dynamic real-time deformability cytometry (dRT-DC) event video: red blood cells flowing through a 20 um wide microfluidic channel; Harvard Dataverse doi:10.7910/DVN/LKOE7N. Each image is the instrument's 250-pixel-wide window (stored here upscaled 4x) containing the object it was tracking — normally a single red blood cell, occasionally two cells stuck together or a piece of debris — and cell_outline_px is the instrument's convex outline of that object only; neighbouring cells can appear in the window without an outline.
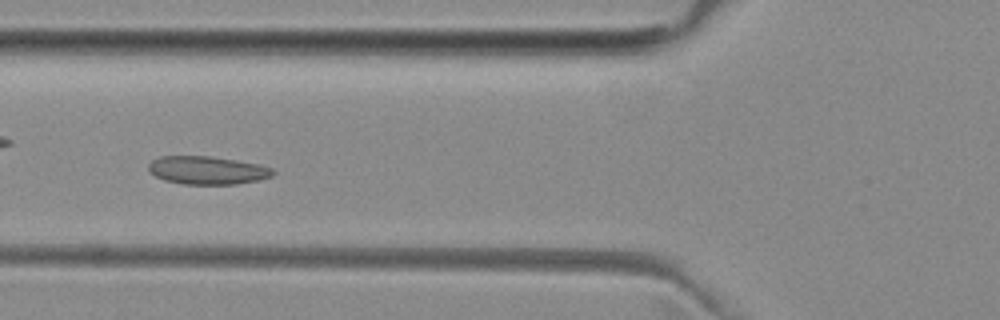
{"species": "common noctule bat (a hibernating species)", "species_latin": "Nyctalus noctula", "temperature_condition": "room temperature", "stored_images_in_passage": 50, "camera_frame_rate_fps": 3000, "um_per_image_px": 0.085, "animal": {"sex": "female", "body_mass_g": 29.2, "forearm_length_mm": 56.3}, "frame": {"image": 1, "passage_image": 18, "time_ms": 5.667, "image_size_px": [1000, 320], "cell_outline_px": [[276, 172], [272, 176], [260, 180], [236, 184], [184, 184], [164, 180], [148, 172], [148, 164], [152, 160], [160, 156], [212, 156], [260, 164], [272, 168]], "centroid_in_image_um": [17.63, 14.47], "position_along_channel_um": 108.2, "area_um2": 20.58}}
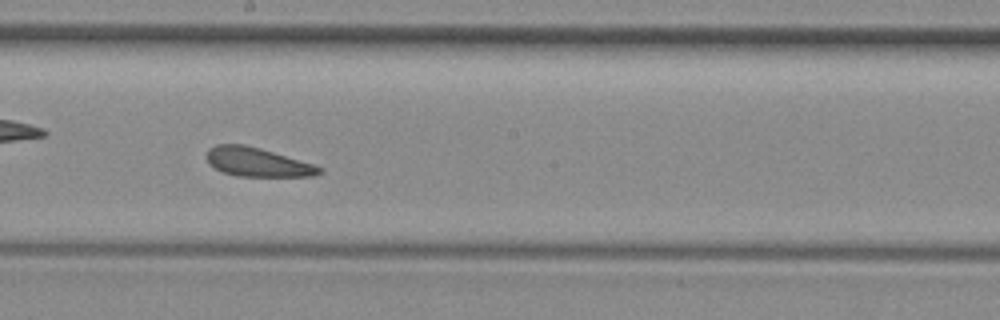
{"frame": {"image": 2, "passage_image": 27, "time_ms": 8.667, "image_size_px": [1000, 320], "cell_outline_px": [[324, 172], [312, 176], [236, 176], [224, 172], [208, 164], [204, 156], [208, 148], [216, 144], [244, 144], [260, 148], [316, 164], [324, 168]], "centroid_in_image_um": [21.88, 13.77], "position_along_channel_um": 226.3, "area_um2": 19.31}}
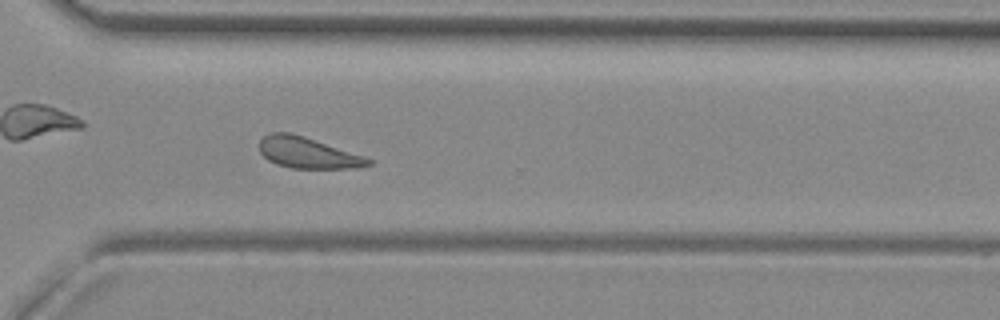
{"frame": {"image": 3, "passage_image": 36, "time_ms": 11.667, "image_size_px": [1000, 320], "cell_outline_px": [[372, 164], [356, 168], [292, 168], [276, 164], [268, 160], [260, 152], [260, 140], [264, 136], [272, 132], [292, 132], [364, 156], [372, 160]], "centroid_in_image_um": [26.14, 12.98], "position_along_channel_um": 344.5, "area_um2": 19.59}, "authors_computed_cell_mechanics": {"area_um2": 20.7213, "velocity_mm_per_s": 3.9389, "shape_relaxation_time_tau1_ms": null, "shape_relaxation_time_tau2_ms": 3.5602, "deformation_change_tau1": null, "deformation_change_tau2": 0.106}}